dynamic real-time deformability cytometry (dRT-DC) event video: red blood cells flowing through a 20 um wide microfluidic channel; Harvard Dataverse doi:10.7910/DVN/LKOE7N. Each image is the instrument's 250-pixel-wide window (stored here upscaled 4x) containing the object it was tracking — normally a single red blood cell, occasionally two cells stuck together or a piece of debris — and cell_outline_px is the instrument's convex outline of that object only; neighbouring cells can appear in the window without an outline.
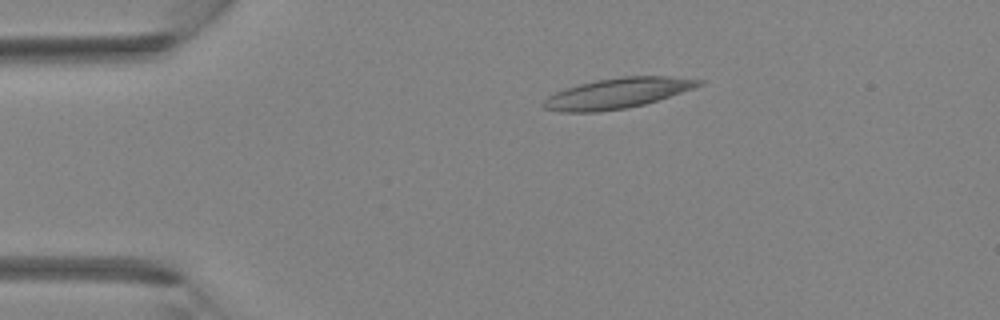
{"species": "Egyptian fruit bat (a non-hibernating species)", "species_latin": "Rousettus aegyptiacus", "temperature_condition": "room temperature", "stored_images_in_passage": 3, "camera_frame_rate_fps": 3000, "um_per_image_px": 0.085, "animal": {"sex": "female"}, "frame": {"image": 1, "passage_image": 2, "time_ms": 2.0, "image_size_px": [1000, 320], "cell_outline_px": [[704, 84], [644, 104], [624, 108], [596, 112], [560, 112], [544, 108], [540, 104], [548, 96], [556, 92], [580, 84], [596, 80], [624, 76], [668, 76], [704, 80]], "centroid_in_image_um": [52.44, 7.92], "position_along_channel_um": 32.6, "area_um2": 27.05}}